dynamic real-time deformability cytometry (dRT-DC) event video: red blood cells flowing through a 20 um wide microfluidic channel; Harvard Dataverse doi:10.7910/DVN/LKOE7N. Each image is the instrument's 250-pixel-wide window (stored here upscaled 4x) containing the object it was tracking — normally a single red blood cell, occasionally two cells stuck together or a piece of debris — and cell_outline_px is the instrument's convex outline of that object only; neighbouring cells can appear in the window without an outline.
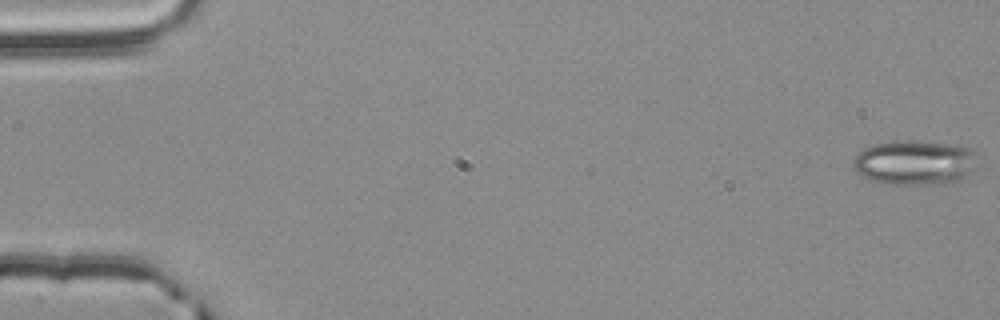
{"species": "common noctule bat (a hibernating species)", "species_latin": "Nyctalus noctula", "temperature_condition": "room temperature", "stored_images_in_passage": 56, "camera_frame_rate_fps": 3000, "um_per_image_px": 0.085, "animal": {"sex": "male", "body_mass_g": 20.4}, "frame": {"image": 1, "passage_image": 1, "time_ms": 0.0, "image_size_px": [1000, 320], "cell_outline_px": [[972, 148], [968, 172], [960, 180], [944, 184], [888, 184], [868, 180], [856, 172], [852, 168], [852, 160], [864, 148], [876, 144], [896, 140], [912, 140], [944, 144]], "centroid_in_image_um": [77.59, 13.83], "position_along_channel_um": 7.4, "area_um2": 31.67}}
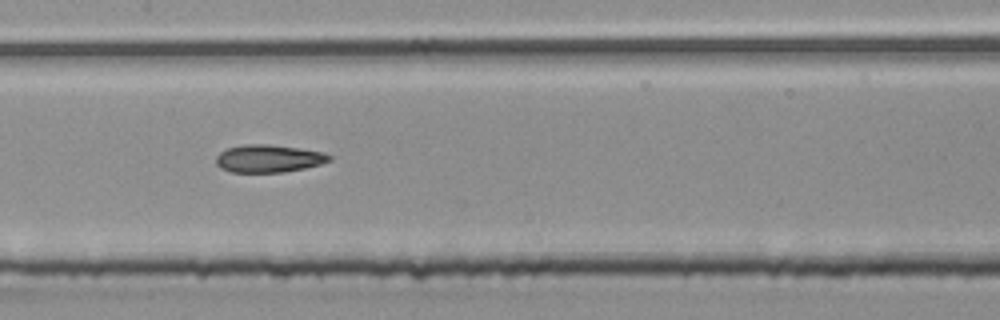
{"frame": {"image": 2, "passage_image": 28, "time_ms": 9.0, "image_size_px": [1000, 320], "cell_outline_px": [[332, 160], [320, 164], [304, 168], [284, 172], [232, 172], [220, 168], [216, 164], [216, 156], [220, 152], [228, 148], [244, 144], [268, 144], [300, 148], [324, 152], [332, 156]], "centroid_in_image_um": [22.84, 13.47], "position_along_channel_um": 184.6, "area_um2": 18.32}}
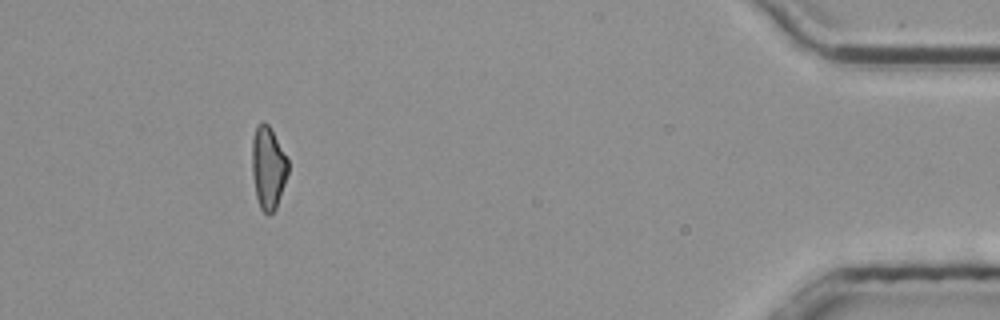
{"frame": {"image": 3, "passage_image": 51, "time_ms": 16.667, "image_size_px": [1000, 320], "cell_outline_px": [[288, 172], [276, 208], [268, 216], [260, 208], [256, 196], [252, 172], [252, 140], [256, 124], [264, 120], [268, 124], [288, 160]], "centroid_in_image_um": [22.77, 14.24], "position_along_channel_um": 412.4, "area_um2": 17.22}, "authors_computed_cell_mechanics": {"area_um2": 18.3804, "velocity_mm_per_s": 3.8238, "shape_relaxation_time_tau1_ms": null, "shape_relaxation_time_tau2_ms": 2.9782, "deformation_change_tau1": null, "deformation_change_tau2": 0.1158}}